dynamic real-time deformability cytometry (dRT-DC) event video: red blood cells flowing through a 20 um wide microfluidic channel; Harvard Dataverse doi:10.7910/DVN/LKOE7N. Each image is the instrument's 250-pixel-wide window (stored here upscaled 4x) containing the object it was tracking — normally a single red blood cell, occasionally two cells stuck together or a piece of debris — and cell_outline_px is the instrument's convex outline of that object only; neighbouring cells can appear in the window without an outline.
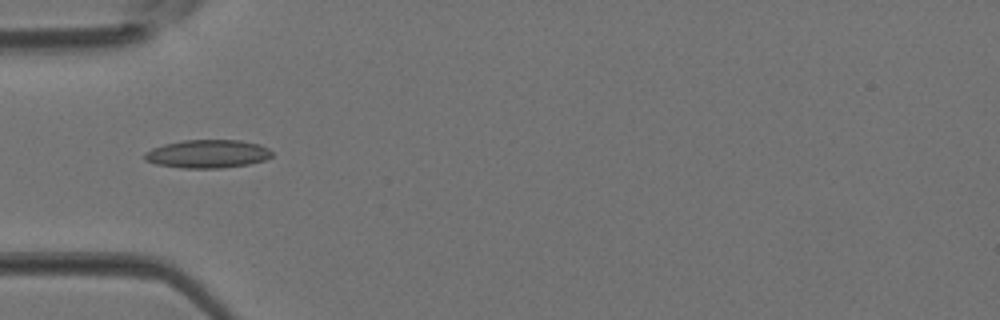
{"species": "Egyptian fruit bat (a non-hibernating species)", "species_latin": "Rousettus aegyptiacus", "temperature_condition": "room temperature", "stored_images_in_passage": 5, "segment_of_instrument_passage": [2, 2], "camera_frame_rate_fps": 3000, "um_per_image_px": 0.085, "animal": {"sex": "female"}, "frame": {"image": 1, "passage_image": 5, "time_ms": 1.333, "image_size_px": [1000, 320], "cell_outline_px": [[272, 156], [264, 160], [248, 164], [220, 168], [180, 168], [156, 164], [144, 160], [144, 152], [152, 148], [164, 144], [184, 140], [240, 140], [260, 144], [268, 148], [272, 152]], "centroid_in_image_um": [17.62, 13.08], "position_along_channel_um": 67.4, "area_um2": 21.04}}